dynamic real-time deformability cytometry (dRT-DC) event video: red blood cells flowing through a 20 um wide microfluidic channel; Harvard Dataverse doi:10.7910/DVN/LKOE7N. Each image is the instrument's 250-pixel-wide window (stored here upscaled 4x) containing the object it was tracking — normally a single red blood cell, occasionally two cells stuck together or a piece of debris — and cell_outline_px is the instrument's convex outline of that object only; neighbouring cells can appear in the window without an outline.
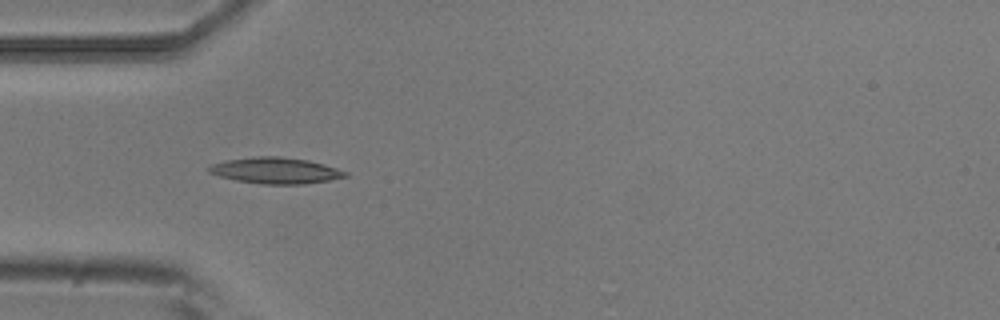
{"species": "common noctule bat (a hibernating species)", "species_latin": "Nyctalus noctula", "temperature_condition": "room temperature", "stored_images_in_passage": 7, "camera_frame_rate_fps": 3000, "um_per_image_px": 0.085, "animal": {"sex": "male", "body_mass_g": 20.5, "forearm_length_mm": 52.5}, "frame": {"image": 1, "passage_image": 5, "time_ms": 1.333, "image_size_px": [1000, 320], "cell_outline_px": [[348, 176], [328, 180], [304, 184], [260, 184], [236, 180], [220, 176], [208, 172], [208, 168], [212, 164], [228, 160], [256, 156], [280, 156], [308, 160], [324, 164], [348, 172]], "centroid_in_image_um": [23.44, 14.49], "position_along_channel_um": 61.6, "area_um2": 20.63}}
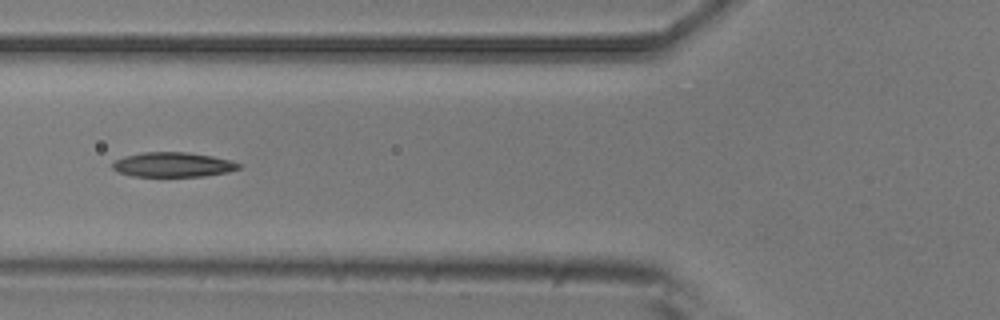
{"frame": {"image": 2, "passage_image": 6, "time_ms": 1.667, "image_size_px": [1000, 320], "cell_outline_px": [[244, 164], [240, 168], [228, 172], [204, 176], [132, 176], [120, 172], [112, 168], [112, 164], [116, 160], [124, 156], [140, 152], [184, 152], [212, 156]], "centroid_in_image_um": [14.71, 13.99], "position_along_channel_um": 111.1, "area_um2": 18.09}}
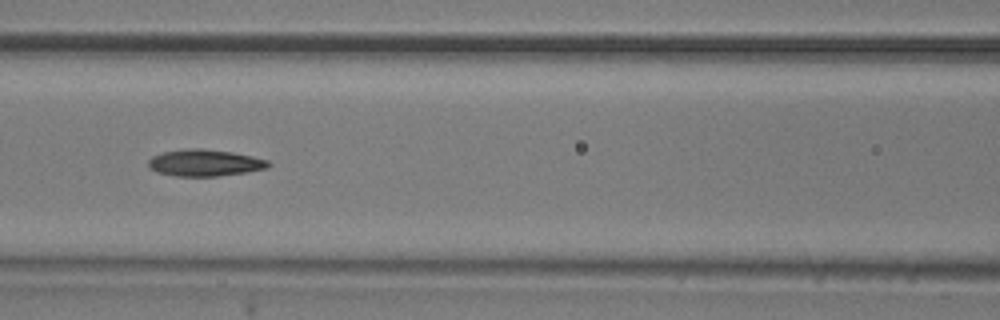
{"frame": {"image": 3, "passage_image": 7, "time_ms": 2.0, "image_size_px": [1000, 320], "cell_outline_px": [[272, 164], [268, 168], [244, 172], [216, 176], [176, 176], [156, 172], [148, 168], [148, 160], [152, 156], [164, 152], [184, 148], [200, 148], [232, 152], [252, 156], [268, 160]], "centroid_in_image_um": [17.38, 13.83], "position_along_channel_um": 149.2, "area_um2": 18.73}}